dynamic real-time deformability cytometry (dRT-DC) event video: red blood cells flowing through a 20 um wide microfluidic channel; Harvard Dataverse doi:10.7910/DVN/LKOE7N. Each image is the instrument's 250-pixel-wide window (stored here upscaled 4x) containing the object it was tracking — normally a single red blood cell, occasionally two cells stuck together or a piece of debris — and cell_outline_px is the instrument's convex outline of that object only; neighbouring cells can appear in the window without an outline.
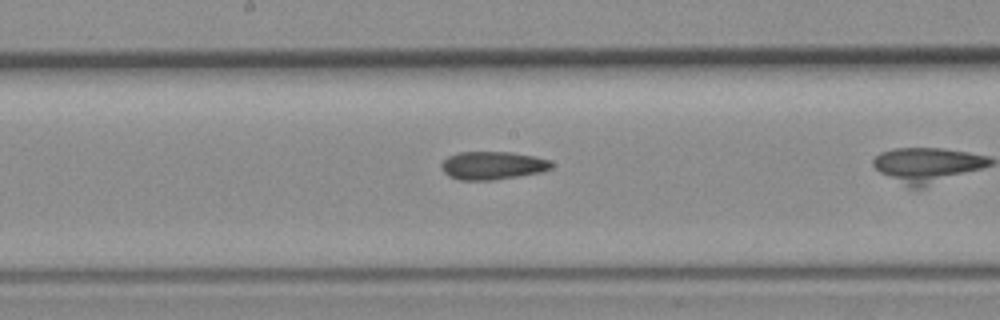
{"species": "common noctule bat (a hibernating species)", "species_latin": "Nyctalus noctula", "temperature_condition": "room temperature", "stored_images_in_passage": 9, "camera_frame_rate_fps": 3000, "um_per_image_px": 0.085, "animal": {"sex": "female", "body_mass_g": 19.3, "forearm_length_mm": 54.1}, "frame": {"image": 1, "passage_image": 6, "time_ms": 1.667, "image_size_px": [1000, 320], "cell_outline_px": [[552, 168], [540, 172], [492, 180], [460, 180], [448, 176], [440, 168], [440, 164], [448, 156], [460, 152], [512, 152], [532, 156], [548, 160], [552, 164]], "centroid_in_image_um": [41.81, 14.06], "position_along_channel_um": 206.4, "area_um2": 17.86}}
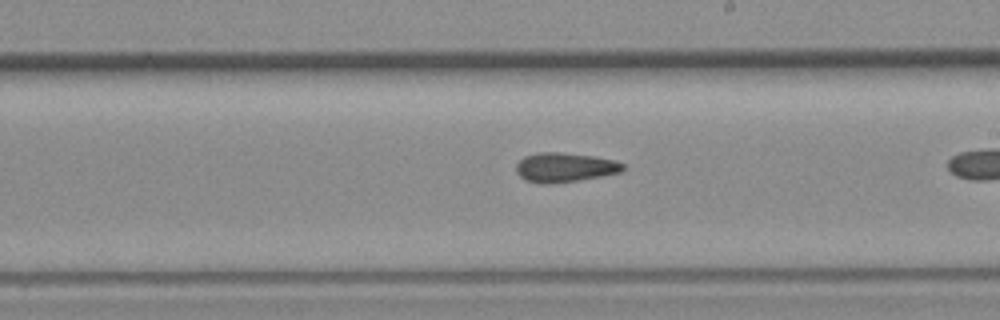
{"frame": {"image": 2, "passage_image": 8, "time_ms": 2.333, "image_size_px": [1000, 320], "cell_outline_px": [[624, 168], [620, 172], [580, 180], [548, 184], [544, 184], [524, 180], [516, 172], [516, 164], [524, 156], [540, 152], [556, 152], [592, 156], [616, 160], [624, 164]], "centroid_in_image_um": [47.98, 14.23], "position_along_channel_um": 241.0, "area_um2": 18.21}}